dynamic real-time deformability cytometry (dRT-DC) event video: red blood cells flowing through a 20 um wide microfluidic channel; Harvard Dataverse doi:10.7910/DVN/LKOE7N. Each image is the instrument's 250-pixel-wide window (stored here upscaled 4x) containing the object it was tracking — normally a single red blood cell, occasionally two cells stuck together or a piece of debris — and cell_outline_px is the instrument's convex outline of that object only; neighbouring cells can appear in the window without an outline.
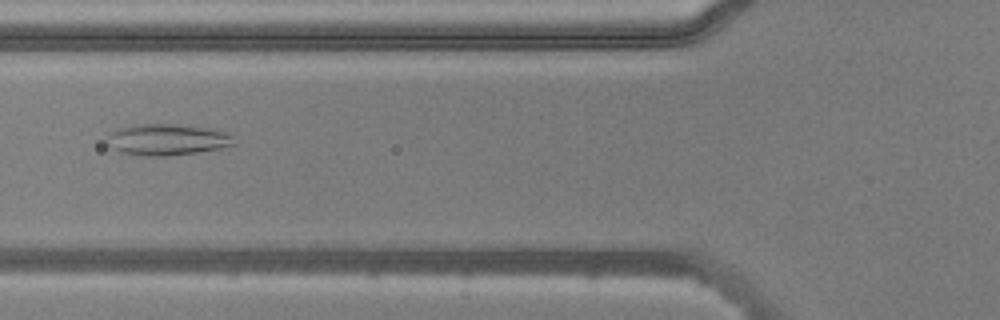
{"species": "common noctule bat (a hibernating species)", "species_latin": "Nyctalus noctula", "temperature_condition": "warm", "stored_images_in_passage": 7, "camera_frame_rate_fps": 3000, "um_per_image_px": 0.085, "animal": {"sex": "male", "body_mass_g": 20.5, "forearm_length_mm": 52.5}, "frame": {"image": 1, "passage_image": 4, "time_ms": 1.0, "image_size_px": [1000, 320], "cell_outline_px": [[236, 144], [220, 148], [196, 152], [164, 156], [148, 156], [120, 152], [108, 144], [104, 140], [112, 132], [132, 124], [176, 124], [204, 128], [224, 132], [232, 136]], "centroid_in_image_um": [14.18, 11.87], "position_along_channel_um": 111.6, "area_um2": 22.77}}
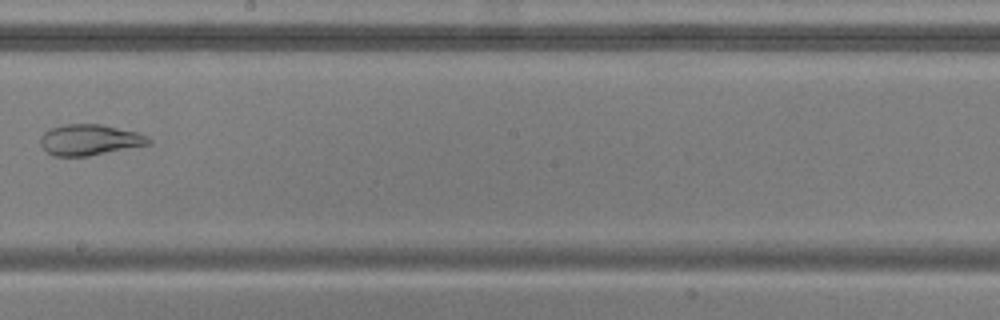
{"frame": {"image": 2, "passage_image": 7, "time_ms": 2.0, "image_size_px": [1000, 320], "cell_outline_px": [[152, 144], [88, 156], [52, 156], [40, 144], [40, 140], [44, 132], [60, 124], [100, 124], [136, 132], [152, 140]], "centroid_in_image_um": [7.61, 11.89], "position_along_channel_um": 240.6, "area_um2": 19.36}}